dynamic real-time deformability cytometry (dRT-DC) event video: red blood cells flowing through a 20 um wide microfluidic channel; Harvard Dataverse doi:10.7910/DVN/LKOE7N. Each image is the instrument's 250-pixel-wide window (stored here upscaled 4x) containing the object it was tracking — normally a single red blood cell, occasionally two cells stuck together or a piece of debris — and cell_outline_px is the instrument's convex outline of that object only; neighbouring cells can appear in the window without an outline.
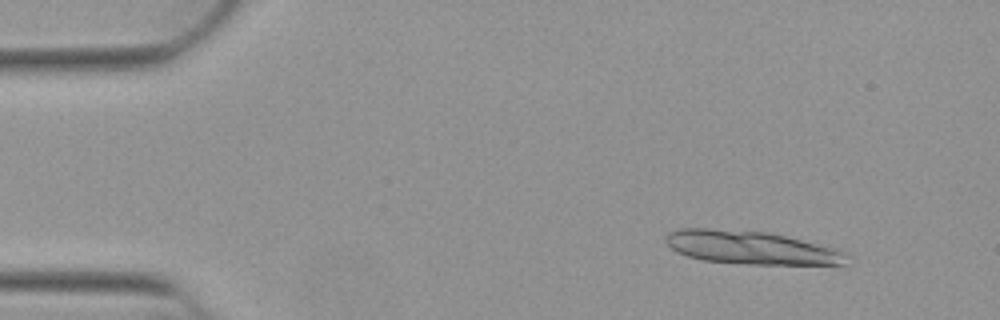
{"species": "Egyptian fruit bat (a non-hibernating species)", "species_latin": "Rousettus aegyptiacus", "temperature_condition": "warm", "stored_images_in_passage": 14, "camera_frame_rate_fps": 3000, "um_per_image_px": 0.085, "animal": {"sex": "female"}, "frame": {"image": 1, "passage_image": 5, "time_ms": 1.333, "image_size_px": [1000, 320], "cell_outline_px": [[852, 256], [848, 264], [748, 264], [704, 260], [688, 256], [676, 252], [664, 240], [664, 236], [668, 232], [680, 228], [708, 228], [768, 232], [836, 248]], "centroid_in_image_um": [63.85, 21.04], "position_along_channel_um": 21.2, "area_um2": 35.14}}